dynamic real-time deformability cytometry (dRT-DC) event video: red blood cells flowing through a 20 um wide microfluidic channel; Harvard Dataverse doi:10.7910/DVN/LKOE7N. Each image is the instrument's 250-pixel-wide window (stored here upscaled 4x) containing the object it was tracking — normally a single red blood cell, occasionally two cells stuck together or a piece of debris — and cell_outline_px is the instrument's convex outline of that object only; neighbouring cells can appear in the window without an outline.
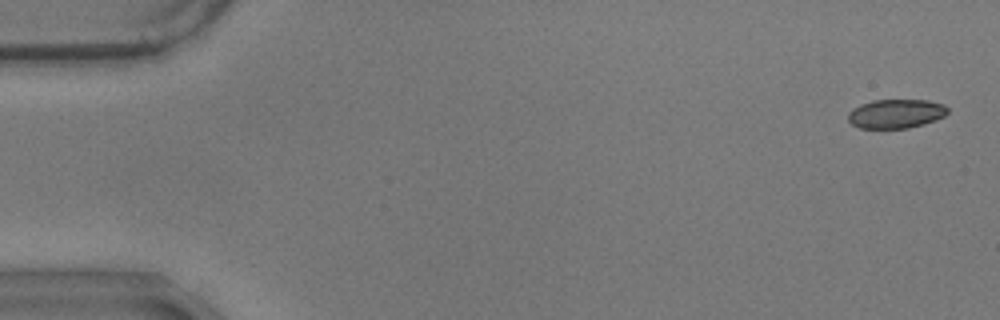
{"species": "common noctule bat (a hibernating species)", "species_latin": "Nyctalus noctula", "temperature_condition": "warm", "stored_images_in_passage": 37, "camera_frame_rate_fps": 3000, "um_per_image_px": 0.085, "animal": {"sex": "male", "body_mass_g": 17.9}, "frame": {"image": 1, "passage_image": 2, "time_ms": 0.333, "image_size_px": [1000, 320], "cell_outline_px": [[948, 112], [944, 116], [936, 120], [924, 124], [908, 128], [860, 128], [852, 124], [848, 120], [848, 112], [852, 108], [860, 104], [872, 100], [928, 100], [944, 104], [948, 108]], "centroid_in_image_um": [76.15, 9.66], "position_along_channel_um": 8.8, "area_um2": 16.99}}
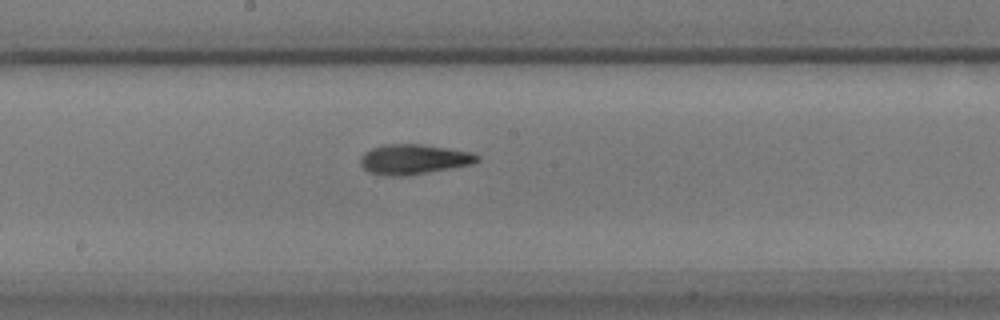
{"frame": {"image": 2, "passage_image": 31, "time_ms": 10.0, "image_size_px": [1000, 320], "cell_outline_px": [[480, 160], [472, 164], [400, 176], [388, 176], [368, 172], [360, 164], [360, 156], [364, 152], [372, 148], [384, 144], [420, 144], [448, 148], [472, 152], [480, 156]], "centroid_in_image_um": [35.14, 13.52], "position_along_channel_um": 213.1, "area_um2": 20.23}}
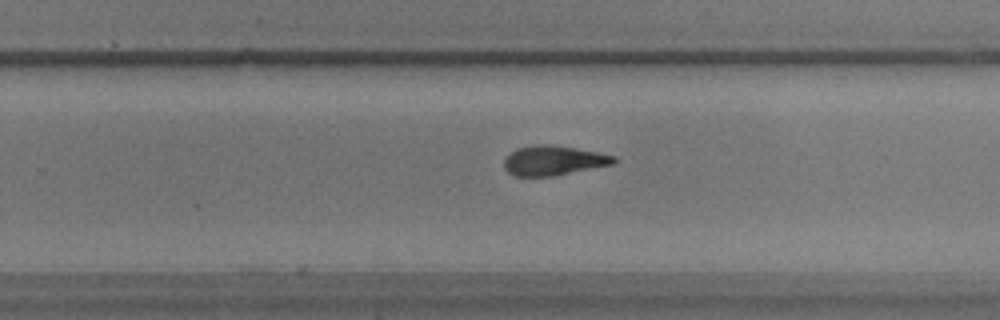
{"frame": {"image": 3, "passage_image": 37, "time_ms": 12.0, "image_size_px": [1000, 320], "cell_outline_px": [[620, 160], [616, 164], [556, 176], [512, 176], [504, 168], [504, 160], [516, 148], [536, 144], [548, 144], [576, 148], [600, 152], [616, 156]], "centroid_in_image_um": [47.12, 13.65], "position_along_channel_um": 282.7, "area_um2": 19.42}}